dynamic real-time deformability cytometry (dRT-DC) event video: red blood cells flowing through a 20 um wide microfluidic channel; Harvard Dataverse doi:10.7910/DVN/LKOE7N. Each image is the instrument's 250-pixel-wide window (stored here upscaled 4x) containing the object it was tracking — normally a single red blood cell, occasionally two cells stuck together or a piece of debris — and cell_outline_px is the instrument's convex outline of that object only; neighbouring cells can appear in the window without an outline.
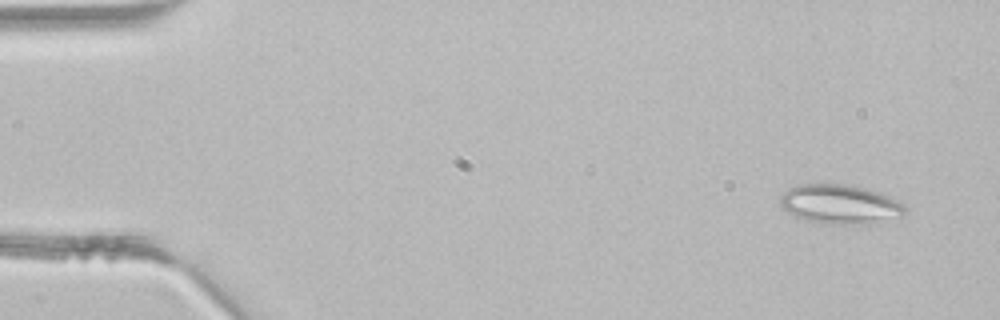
{"species": "common noctule bat (a hibernating species)", "species_latin": "Nyctalus noctula", "temperature_condition": "room temperature", "stored_images_in_passage": 4, "camera_frame_rate_fps": 3000, "um_per_image_px": 0.085, "animal": {"sex": "male", "body_mass_g": 21.5, "forearm_length_mm": 52.0}, "frame": {"image": 1, "passage_image": 1, "time_ms": 0.0, "image_size_px": [1000, 320], "cell_outline_px": [[908, 216], [868, 224], [820, 224], [804, 220], [780, 208], [780, 196], [788, 188], [796, 184], [852, 184], [868, 188], [888, 196], [908, 208]], "centroid_in_image_um": [71.42, 17.37], "position_along_channel_um": 13.6, "area_um2": 29.3}}